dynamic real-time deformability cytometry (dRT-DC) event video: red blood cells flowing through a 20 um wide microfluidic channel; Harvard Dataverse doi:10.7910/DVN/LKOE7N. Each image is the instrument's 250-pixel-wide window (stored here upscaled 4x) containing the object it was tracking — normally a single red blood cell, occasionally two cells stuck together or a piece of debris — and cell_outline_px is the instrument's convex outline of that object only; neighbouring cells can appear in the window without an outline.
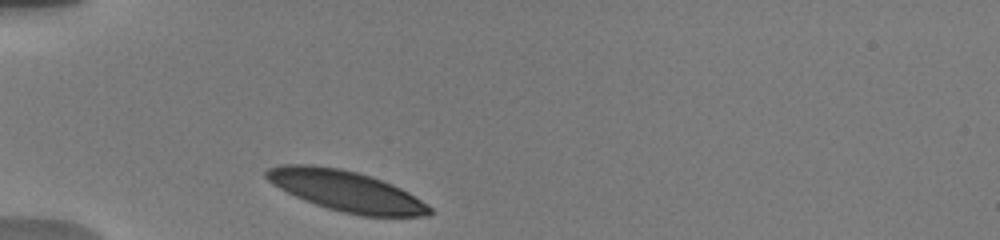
{"species": "human", "species_latin": "Homo sapiens", "temperature_condition": "warm", "stored_images_in_passage": 14, "camera_frame_rate_fps": 3000, "um_per_image_px": 0.085, "donor": {"sex": "male"}, "frame": {"image": 1, "passage_image": 1, "time_ms": 0.0, "image_size_px": [1000, 240], "cell_outline_px": [[432, 212], [428, 216], [360, 216], [328, 208], [304, 200], [272, 184], [264, 176], [264, 172], [268, 168], [280, 164], [312, 164], [340, 168], [356, 172], [392, 184], [408, 192], [428, 204], [432, 208]], "centroid_in_image_um": [29.4, 16.22], "position_along_channel_um": 55.6, "area_um2": 38.44}}
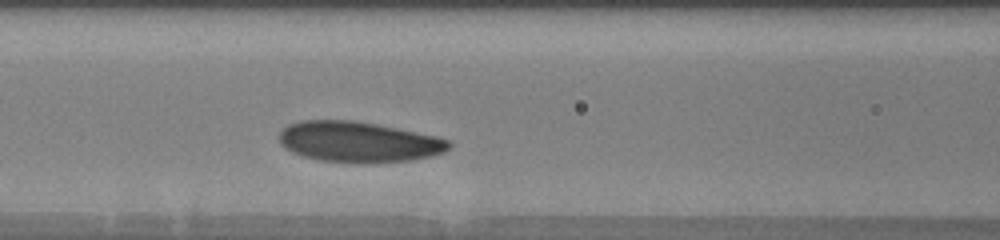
{"frame": {"image": 2, "passage_image": 8, "time_ms": 2.667, "image_size_px": [1000, 240], "cell_outline_px": [[452, 144], [444, 152], [432, 156], [412, 160], [368, 164], [352, 164], [320, 160], [300, 156], [284, 148], [280, 144], [280, 132], [288, 124], [300, 120], [356, 120], [436, 136], [448, 140]], "centroid_in_image_um": [30.45, 12.08], "position_along_channel_um": 136.2, "area_um2": 40.69}}
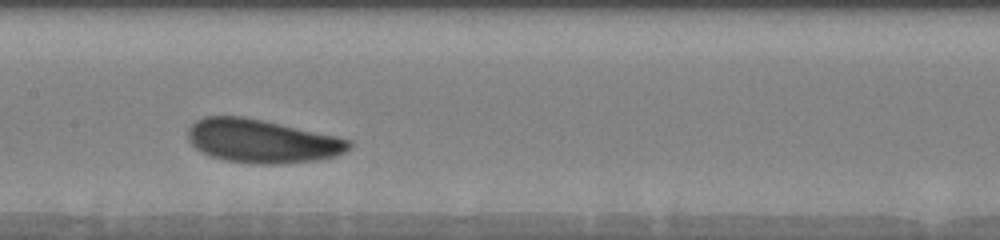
{"frame": {"image": 3, "passage_image": 12, "time_ms": 4.0, "image_size_px": [1000, 240], "cell_outline_px": [[352, 144], [344, 152], [336, 156], [316, 160], [280, 164], [260, 164], [224, 160], [212, 156], [196, 148], [188, 140], [188, 128], [196, 120], [204, 116], [244, 116], [264, 120], [336, 136], [352, 140]], "centroid_in_image_um": [22.26, 11.98], "position_along_channel_um": 185.1, "area_um2": 40.75}}